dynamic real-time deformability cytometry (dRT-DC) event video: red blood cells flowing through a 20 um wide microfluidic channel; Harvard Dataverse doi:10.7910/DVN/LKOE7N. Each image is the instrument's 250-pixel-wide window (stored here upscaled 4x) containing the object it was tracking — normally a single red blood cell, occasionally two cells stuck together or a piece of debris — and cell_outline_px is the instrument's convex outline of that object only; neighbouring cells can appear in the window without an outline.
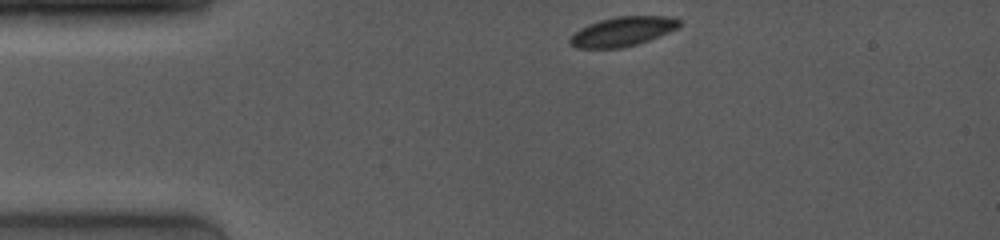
{"species": "common noctule bat (a hibernating species)", "species_latin": "Nyctalus noctula", "temperature_condition": "room temperature", "stored_images_in_passage": 61, "camera_frame_rate_fps": 4000, "um_per_image_px": 0.085, "animal": {"sex": "female", "body_mass_g": 19.0, "forearm_length_mm": 53.3}, "frame": {"image": 1, "passage_image": 1, "time_ms": 0.0, "image_size_px": [1000, 240], "cell_outline_px": [[680, 24], [676, 28], [668, 32], [648, 40], [624, 48], [576, 48], [568, 44], [568, 40], [580, 28], [588, 24], [600, 20], [616, 16], [672, 16], [680, 20]], "centroid_in_image_um": [52.89, 2.68], "position_along_channel_um": 32.1, "area_um2": 18.67}}
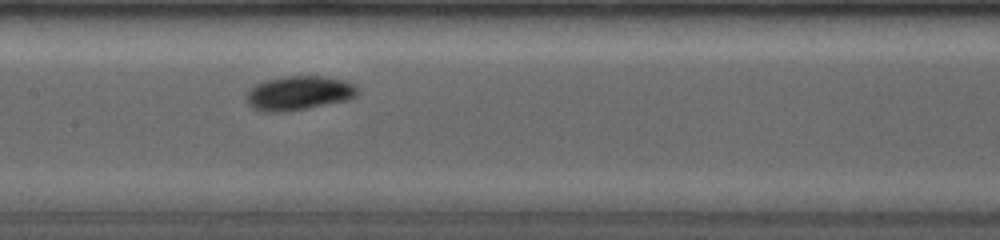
{"frame": {"image": 2, "passage_image": 26, "time_ms": 5.0, "image_size_px": [1000, 240], "cell_outline_px": [[360, 92], [356, 96], [348, 100], [308, 108], [284, 112], [264, 112], [252, 108], [248, 104], [248, 92], [256, 84], [268, 80], [284, 76], [324, 76], [344, 80], [356, 84]], "centroid_in_image_um": [25.46, 7.91], "position_along_channel_um": 181.9, "area_um2": 22.2}}
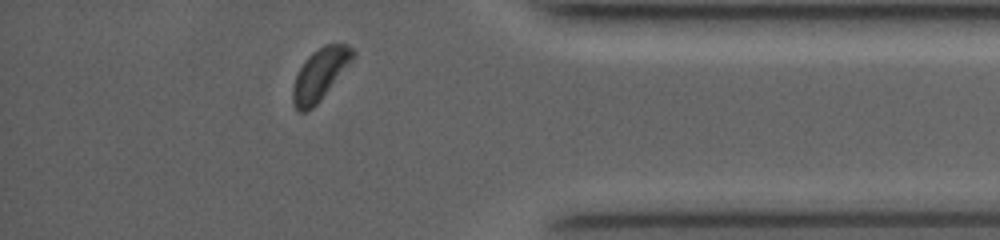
{"frame": {"image": 3, "passage_image": 55, "time_ms": 11.0, "image_size_px": [1000, 240], "cell_outline_px": [[356, 52], [320, 100], [312, 108], [304, 112], [300, 112], [292, 104], [292, 88], [296, 76], [304, 60], [312, 52], [324, 44], [348, 44]], "centroid_in_image_um": [27.14, 6.31], "position_along_channel_um": 408.1, "area_um2": 17.51}, "authors_computed_cell_mechanics": {"area_um2": 19.941, "velocity_mm_per_s": 3.9534, "shape_relaxation_time_tau1_ms": 3.934, "shape_relaxation_time_tau2_ms": null, "deformation_change_tau1": 0.1114, "deformation_change_tau2": null}}